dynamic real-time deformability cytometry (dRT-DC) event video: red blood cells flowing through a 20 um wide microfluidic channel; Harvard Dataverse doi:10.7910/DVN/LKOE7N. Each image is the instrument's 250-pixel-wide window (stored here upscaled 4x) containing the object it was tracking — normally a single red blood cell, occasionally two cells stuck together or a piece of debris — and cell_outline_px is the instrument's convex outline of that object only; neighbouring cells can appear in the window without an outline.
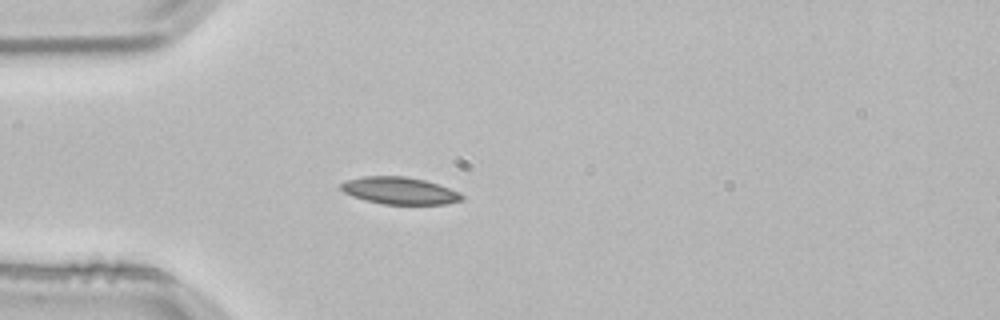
{"species": "common noctule bat (a hibernating species)", "species_latin": "Nyctalus noctula", "temperature_condition": "room temperature", "stored_images_in_passage": 2, "camera_frame_rate_fps": 3000, "um_per_image_px": 0.085, "animal": {"sex": "male", "body_mass_g": 21.5, "forearm_length_mm": 52.0}, "frame": {"image": 1, "passage_image": 2, "time_ms": 0.333, "image_size_px": [1000, 320], "cell_outline_px": [[464, 200], [448, 204], [384, 204], [364, 200], [352, 196], [344, 192], [340, 188], [340, 184], [348, 180], [364, 176], [404, 176], [424, 180], [460, 192], [464, 196]], "centroid_in_image_um": [33.98, 16.21], "position_along_channel_um": 51.0, "area_um2": 19.07}}